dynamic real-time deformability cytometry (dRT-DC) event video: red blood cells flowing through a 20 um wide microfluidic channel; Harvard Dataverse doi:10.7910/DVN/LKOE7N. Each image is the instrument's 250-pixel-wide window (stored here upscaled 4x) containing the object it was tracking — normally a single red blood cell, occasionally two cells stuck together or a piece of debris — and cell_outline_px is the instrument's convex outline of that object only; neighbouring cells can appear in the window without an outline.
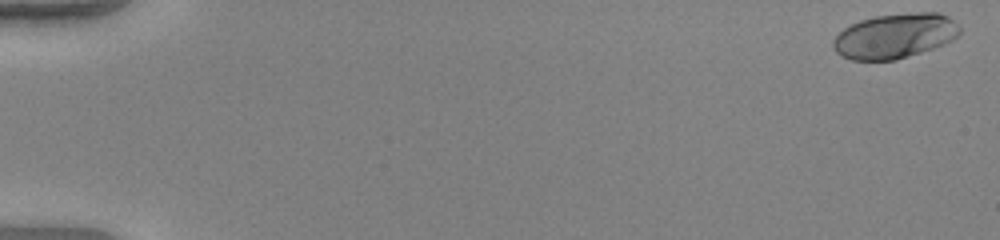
{"species": "human", "species_latin": "Homo sapiens", "temperature_condition": "warm", "stored_images_in_passage": 52, "camera_frame_rate_fps": 3000, "um_per_image_px": 0.085, "donor": {"sex": "female"}, "frame": {"image": 1, "passage_image": 1, "time_ms": 0.0, "image_size_px": [1000, 240], "cell_outline_px": [[960, 32], [952, 40], [944, 44], [896, 60], [852, 60], [836, 52], [832, 48], [832, 40], [844, 28], [860, 20], [876, 16], [916, 12], [940, 12], [948, 16], [960, 28]], "centroid_in_image_um": [76.05, 3.05], "position_along_channel_um": 8.9, "area_um2": 32.89}}
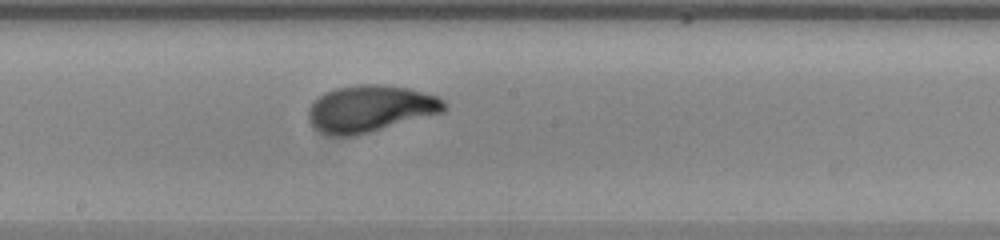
{"frame": {"image": 2, "passage_image": 30, "time_ms": 9.667, "image_size_px": [1000, 240], "cell_outline_px": [[448, 108], [444, 112], [356, 136], [328, 136], [320, 132], [312, 124], [308, 116], [308, 108], [324, 92], [336, 88], [356, 84], [380, 84], [408, 88], [440, 96], [444, 100]], "centroid_in_image_um": [31.5, 9.24], "position_along_channel_um": 216.7, "area_um2": 37.28}}
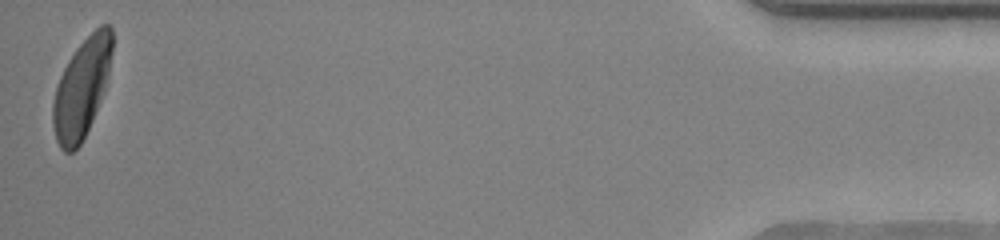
{"frame": {"image": 3, "passage_image": 52, "time_ms": 17.0, "image_size_px": [1000, 240], "cell_outline_px": [[112, 52], [108, 80], [92, 120], [80, 144], [72, 152], [64, 152], [60, 148], [56, 140], [52, 124], [52, 104], [56, 88], [60, 76], [68, 60], [76, 48], [100, 24], [108, 24], [112, 28]], "centroid_in_image_um": [6.94, 7.48], "position_along_channel_um": 428.3, "area_um2": 33.99}, "authors_computed_cell_mechanics": {"area_um2": 33.7841, "velocity_mm_per_s": 4.002, "shape_relaxation_time_tau1_ms": 3.3472, "shape_relaxation_time_tau2_ms": null, "deformation_change_tau1": 0.2025, "deformation_change_tau2": null}}